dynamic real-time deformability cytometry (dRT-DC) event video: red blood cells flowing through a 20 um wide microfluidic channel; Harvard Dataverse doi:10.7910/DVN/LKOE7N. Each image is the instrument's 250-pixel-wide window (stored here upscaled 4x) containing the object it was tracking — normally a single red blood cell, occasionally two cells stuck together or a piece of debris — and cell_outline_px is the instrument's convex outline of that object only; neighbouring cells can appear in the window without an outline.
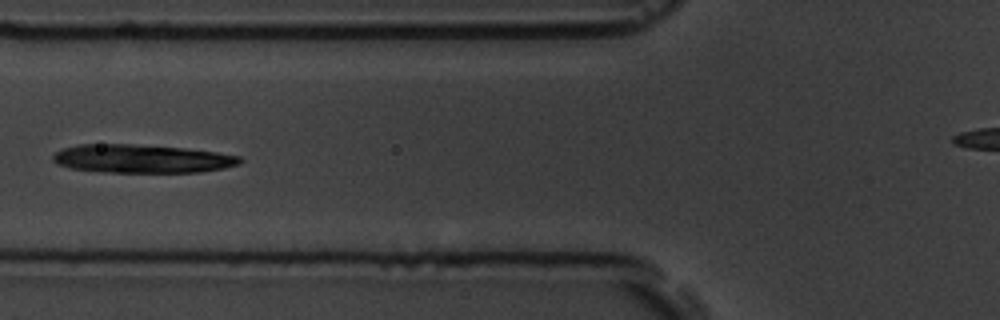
{"species": "common noctule bat (a hibernating species)", "species_latin": "Nyctalus noctula", "temperature_condition": "room temperature", "stored_images_in_passage": 9, "camera_frame_rate_fps": 3000, "um_per_image_px": 0.085, "animal": {"sex": "male", "body_mass_g": 19.5, "forearm_length_mm": 54.6}, "frame": {"image": 1, "passage_image": 7, "time_ms": 7.0, "image_size_px": [1000, 320], "cell_outline_px": [[244, 160], [240, 164], [224, 168], [200, 172], [100, 172], [68, 168], [52, 160], [52, 156], [56, 152], [64, 148], [76, 144], [132, 144], [184, 148], [216, 152], [240, 156]], "centroid_in_image_um": [12.06, 13.49], "position_along_channel_um": 113.7, "area_um2": 31.04}}
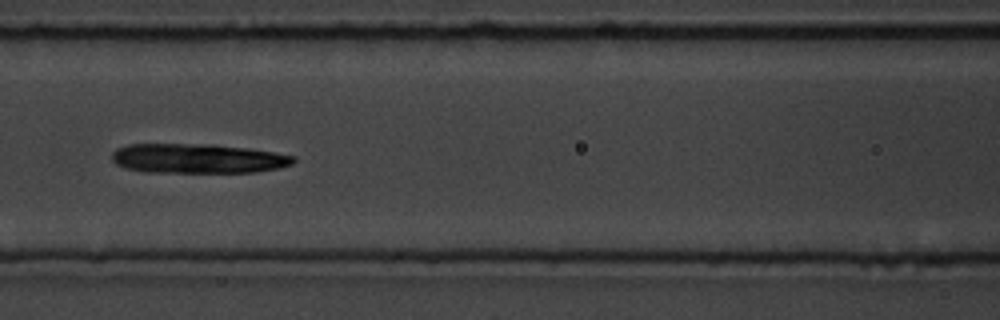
{"frame": {"image": 2, "passage_image": 8, "time_ms": 8.0, "image_size_px": [1000, 320], "cell_outline_px": [[296, 160], [292, 164], [276, 168], [256, 172], [144, 172], [124, 168], [116, 164], [112, 160], [112, 152], [116, 148], [128, 144], [208, 144], [248, 148], [296, 156]], "centroid_in_image_um": [16.77, 13.47], "position_along_channel_um": 149.8, "area_um2": 31.33}}